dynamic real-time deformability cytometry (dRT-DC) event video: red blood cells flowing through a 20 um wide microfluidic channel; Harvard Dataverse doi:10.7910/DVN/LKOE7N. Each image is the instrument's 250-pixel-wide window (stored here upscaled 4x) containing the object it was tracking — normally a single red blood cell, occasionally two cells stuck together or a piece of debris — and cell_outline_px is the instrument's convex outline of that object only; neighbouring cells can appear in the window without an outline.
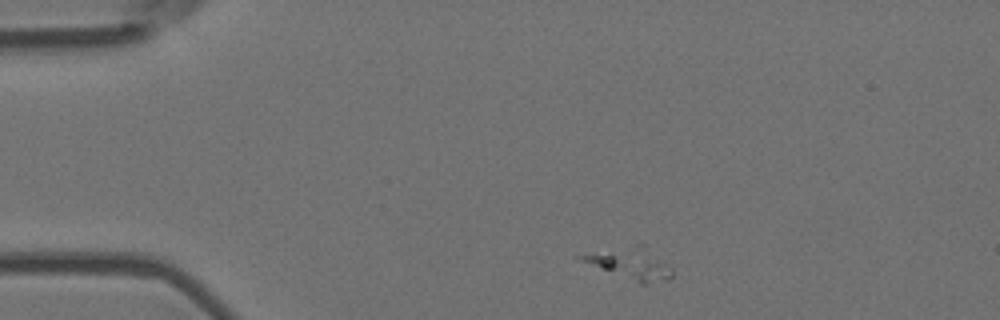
{"species": "Egyptian fruit bat (a non-hibernating species)", "species_latin": "Rousettus aegyptiacus", "temperature_condition": "room temperature", "stored_images_in_passage": 48, "camera_frame_rate_fps": 3000, "um_per_image_px": 0.085, "animal": {"sex": "female"}, "frame": {"image": 1, "passage_image": 1, "time_ms": 0.0, "image_size_px": [1000, 320], "cell_outline_px": [[672, 276], [668, 280], [644, 284], [640, 284], [580, 260], [576, 256], [612, 256], [656, 264], [672, 268]], "centroid_in_image_um": [53.61, 22.84], "position_along_channel_um": 31.4, "area_um2": 10.52}}
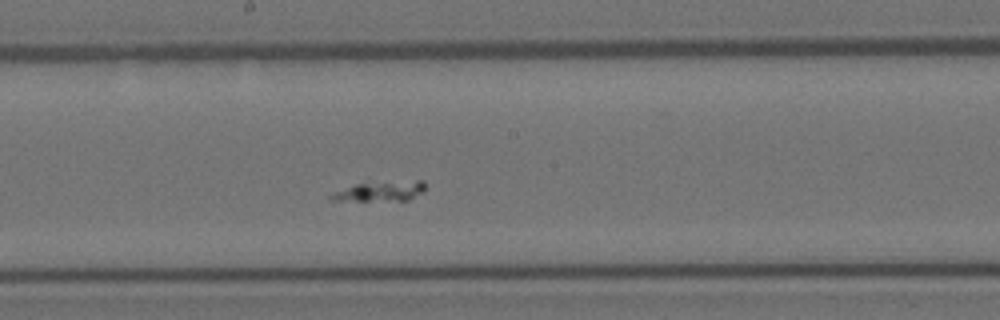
{"frame": {"image": 2, "passage_image": 21, "time_ms": 6.667, "image_size_px": [1000, 320], "cell_outline_px": [[424, 192], [408, 200], [328, 200], [328, 196], [336, 192], [356, 184], [416, 180], [424, 180]], "centroid_in_image_um": [32.38, 16.25], "position_along_channel_um": 215.8, "area_um2": 10.58}}
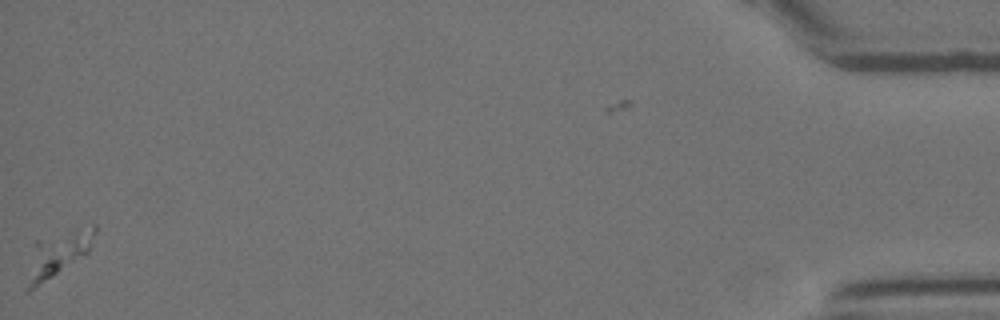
{"frame": {"image": 3, "passage_image": 47, "time_ms": 15.333, "image_size_px": [1000, 320], "cell_outline_px": [[96, 232], [88, 252], [28, 292], [24, 292], [48, 256], [76, 228], [92, 224], [96, 224]], "centroid_in_image_um": [5.54, 21.6], "position_along_channel_um": 429.7, "area_um2": 11.27}}